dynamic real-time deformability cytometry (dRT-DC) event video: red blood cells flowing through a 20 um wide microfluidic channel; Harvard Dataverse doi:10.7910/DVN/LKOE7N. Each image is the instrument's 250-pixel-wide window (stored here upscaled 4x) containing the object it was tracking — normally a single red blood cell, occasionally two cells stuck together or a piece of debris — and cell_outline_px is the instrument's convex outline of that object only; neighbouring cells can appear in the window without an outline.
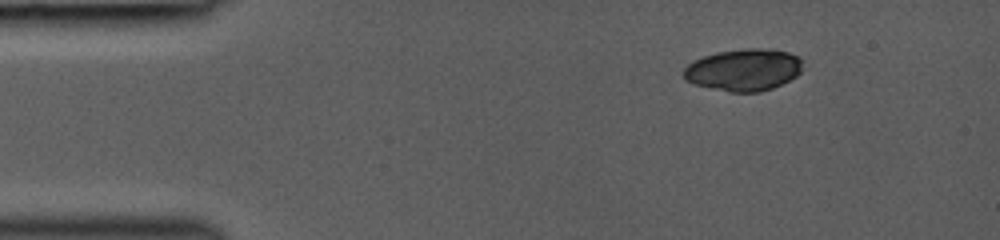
{"species": "common noctule bat (a hibernating species)", "species_latin": "Nyctalus noctula", "temperature_condition": "room temperature", "stored_images_in_passage": 33, "camera_frame_rate_fps": 3000, "um_per_image_px": 0.085, "animal": {"sex": "female", "body_mass_g": 19.0, "forearm_length_mm": 53.3}, "frame": {"image": 1, "passage_image": 1, "time_ms": 0.0, "image_size_px": [1000, 240], "cell_outline_px": [[804, 68], [796, 76], [772, 88], [760, 92], [728, 92], [692, 84], [684, 80], [684, 68], [692, 60], [716, 52], [744, 48], [772, 48], [788, 52], [804, 60]], "centroid_in_image_um": [63.21, 5.92], "position_along_channel_um": 21.8, "area_um2": 29.59}}
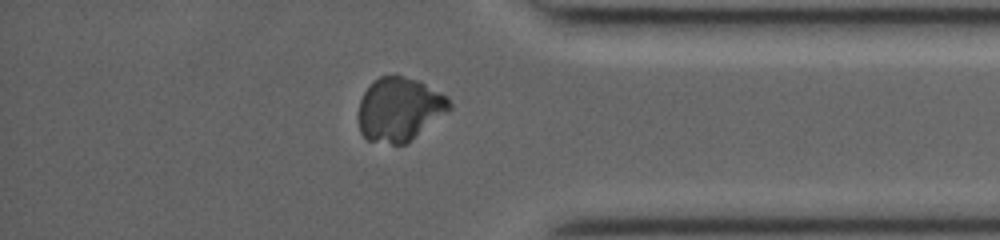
{"frame": {"image": 2, "passage_image": 28, "time_ms": 10.667, "image_size_px": [1000, 240], "cell_outline_px": [[452, 108], [408, 144], [392, 144], [368, 140], [360, 132], [356, 116], [360, 100], [364, 92], [380, 76], [396, 72], [420, 80], [448, 96], [452, 104]], "centroid_in_image_um": [33.96, 9.26], "position_along_channel_um": 401.2, "area_um2": 34.74}}